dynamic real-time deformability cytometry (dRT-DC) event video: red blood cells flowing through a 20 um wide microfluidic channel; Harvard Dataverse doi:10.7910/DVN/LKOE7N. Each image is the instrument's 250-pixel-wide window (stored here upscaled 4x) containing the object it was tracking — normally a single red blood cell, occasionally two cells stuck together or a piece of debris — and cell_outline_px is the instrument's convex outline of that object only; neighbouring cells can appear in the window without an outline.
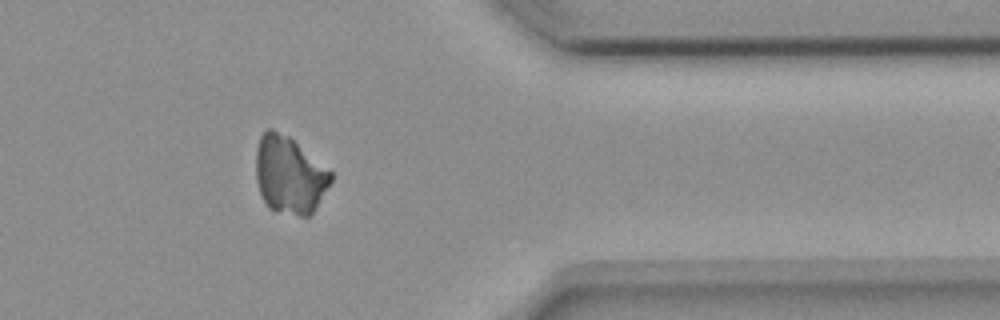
{"species": "common noctule bat (a hibernating species)", "species_latin": "Nyctalus noctula", "temperature_condition": "room temperature", "stored_images_in_passage": 39, "camera_frame_rate_fps": 3000, "um_per_image_px": 0.085, "animal": {"sex": "female", "body_mass_g": 18.4}, "frame": {"image": 1, "passage_image": 29, "time_ms": 9.333, "image_size_px": [1000, 320], "cell_outline_px": [[332, 180], [312, 212], [308, 216], [300, 216], [276, 212], [268, 208], [260, 192], [256, 180], [256, 148], [260, 136], [264, 128], [272, 128], [288, 136], [332, 172]], "centroid_in_image_um": [24.56, 14.86], "position_along_channel_um": 386.8, "area_um2": 33.64}}
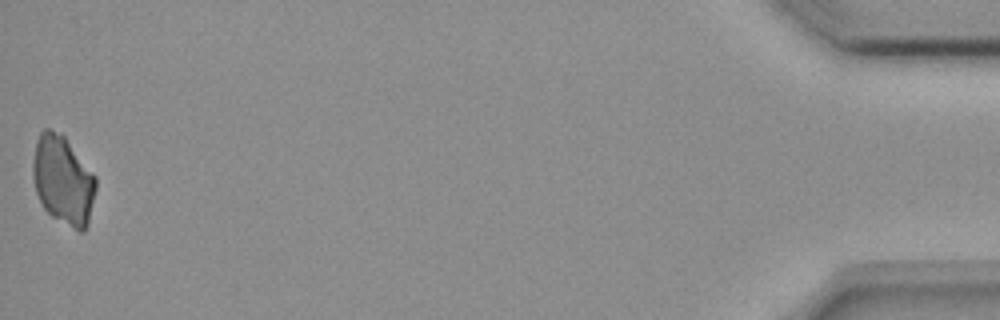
{"frame": {"image": 2, "passage_image": 39, "time_ms": 12.667, "image_size_px": [1000, 320], "cell_outline_px": [[96, 188], [88, 224], [84, 232], [80, 232], [52, 216], [44, 208], [36, 192], [32, 176], [32, 164], [36, 140], [40, 132], [44, 128], [52, 128], [64, 136], [96, 176]], "centroid_in_image_um": [5.35, 15.3], "position_along_channel_um": 429.9, "area_um2": 32.66}}